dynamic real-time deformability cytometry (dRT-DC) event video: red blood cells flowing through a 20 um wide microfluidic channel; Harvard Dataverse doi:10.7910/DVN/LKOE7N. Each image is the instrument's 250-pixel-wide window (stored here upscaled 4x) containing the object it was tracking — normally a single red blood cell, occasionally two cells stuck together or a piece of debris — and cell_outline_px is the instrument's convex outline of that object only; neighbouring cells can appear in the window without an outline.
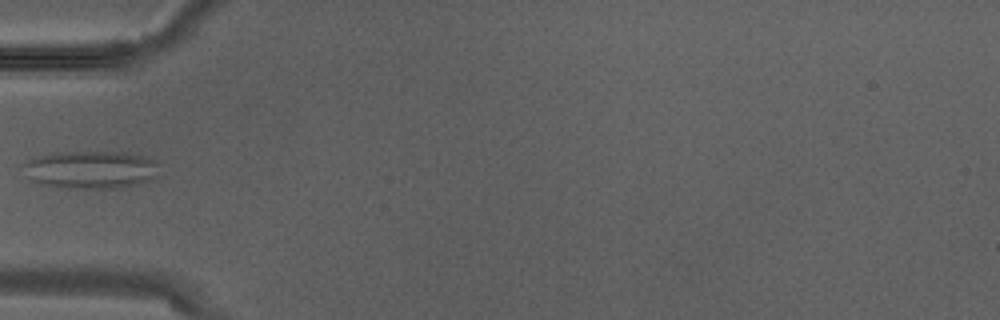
{"species": "Egyptian fruit bat (a non-hibernating species)", "species_latin": "Rousettus aegyptiacus", "temperature_condition": "warm", "stored_images_in_passage": 1, "camera_frame_rate_fps": 3000, "um_per_image_px": 0.085, "animal": {"sex": "male"}, "frame": {"image": 1, "passage_image": 1, "time_ms": 0.0, "image_size_px": [1000, 320], "cell_outline_px": [[156, 176], [148, 180], [124, 188], [84, 188], [40, 184], [28, 180], [20, 164], [28, 160], [40, 156], [56, 152], [128, 152], [144, 156], [152, 160]], "centroid_in_image_um": [7.62, 14.41], "position_along_channel_um": 77.4, "area_um2": 29.65}}